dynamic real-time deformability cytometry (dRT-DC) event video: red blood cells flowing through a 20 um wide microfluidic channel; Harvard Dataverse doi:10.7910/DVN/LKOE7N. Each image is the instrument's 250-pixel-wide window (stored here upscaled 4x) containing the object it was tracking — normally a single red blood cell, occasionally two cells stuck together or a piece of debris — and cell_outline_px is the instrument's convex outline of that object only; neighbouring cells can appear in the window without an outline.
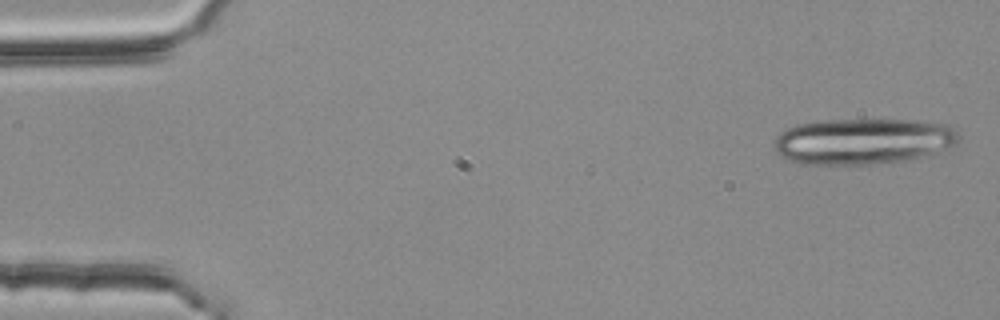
{"species": "common noctule bat (a hibernating species)", "species_latin": "Nyctalus noctula", "temperature_condition": "room temperature", "stored_images_in_passage": 5, "camera_frame_rate_fps": 3000, "um_per_image_px": 0.085, "animal": {"sex": "female", "body_mass_g": 25.1}, "frame": {"image": 1, "passage_image": 1, "time_ms": 0.0, "image_size_px": [1000, 320], "cell_outline_px": [[960, 140], [956, 144], [920, 156], [904, 160], [880, 164], [804, 164], [788, 160], [780, 156], [776, 152], [776, 136], [780, 132], [796, 124], [816, 120], [916, 120], [948, 124], [960, 136]], "centroid_in_image_um": [73.32, 11.99], "position_along_channel_um": 11.7, "area_um2": 49.36}}